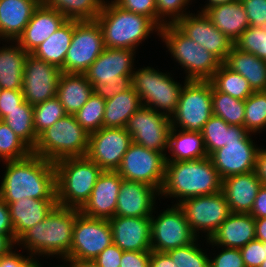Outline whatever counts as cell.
<instances>
[{
    "mask_svg": "<svg viewBox=\"0 0 266 267\" xmlns=\"http://www.w3.org/2000/svg\"><path fill=\"white\" fill-rule=\"evenodd\" d=\"M104 49L102 29L96 20H74V33L61 72L83 74Z\"/></svg>",
    "mask_w": 266,
    "mask_h": 267,
    "instance_id": "11",
    "label": "cell"
},
{
    "mask_svg": "<svg viewBox=\"0 0 266 267\" xmlns=\"http://www.w3.org/2000/svg\"><path fill=\"white\" fill-rule=\"evenodd\" d=\"M14 133L20 137L32 150L36 146L38 136L34 130L33 105L25 100L2 119Z\"/></svg>",
    "mask_w": 266,
    "mask_h": 267,
    "instance_id": "39",
    "label": "cell"
},
{
    "mask_svg": "<svg viewBox=\"0 0 266 267\" xmlns=\"http://www.w3.org/2000/svg\"><path fill=\"white\" fill-rule=\"evenodd\" d=\"M234 46L266 61V27L249 26L236 40Z\"/></svg>",
    "mask_w": 266,
    "mask_h": 267,
    "instance_id": "46",
    "label": "cell"
},
{
    "mask_svg": "<svg viewBox=\"0 0 266 267\" xmlns=\"http://www.w3.org/2000/svg\"><path fill=\"white\" fill-rule=\"evenodd\" d=\"M160 191L145 183L122 180L115 216L151 217Z\"/></svg>",
    "mask_w": 266,
    "mask_h": 267,
    "instance_id": "21",
    "label": "cell"
},
{
    "mask_svg": "<svg viewBox=\"0 0 266 267\" xmlns=\"http://www.w3.org/2000/svg\"><path fill=\"white\" fill-rule=\"evenodd\" d=\"M255 219L266 217V185H262L249 213Z\"/></svg>",
    "mask_w": 266,
    "mask_h": 267,
    "instance_id": "57",
    "label": "cell"
},
{
    "mask_svg": "<svg viewBox=\"0 0 266 267\" xmlns=\"http://www.w3.org/2000/svg\"><path fill=\"white\" fill-rule=\"evenodd\" d=\"M5 171L0 197L6 203L18 199H56L55 164L34 153L19 160L3 161Z\"/></svg>",
    "mask_w": 266,
    "mask_h": 267,
    "instance_id": "1",
    "label": "cell"
},
{
    "mask_svg": "<svg viewBox=\"0 0 266 267\" xmlns=\"http://www.w3.org/2000/svg\"><path fill=\"white\" fill-rule=\"evenodd\" d=\"M93 92L96 95H99L104 100L112 99L115 95L126 91L129 89L131 84V78H122L119 82L115 85L109 84H102V83H94L93 85Z\"/></svg>",
    "mask_w": 266,
    "mask_h": 267,
    "instance_id": "52",
    "label": "cell"
},
{
    "mask_svg": "<svg viewBox=\"0 0 266 267\" xmlns=\"http://www.w3.org/2000/svg\"><path fill=\"white\" fill-rule=\"evenodd\" d=\"M93 86L84 74L61 73L56 97L67 114L74 115L88 101Z\"/></svg>",
    "mask_w": 266,
    "mask_h": 267,
    "instance_id": "30",
    "label": "cell"
},
{
    "mask_svg": "<svg viewBox=\"0 0 266 267\" xmlns=\"http://www.w3.org/2000/svg\"><path fill=\"white\" fill-rule=\"evenodd\" d=\"M253 133H248L240 141H231L209 155L220 178L255 171L257 154L260 149L252 140Z\"/></svg>",
    "mask_w": 266,
    "mask_h": 267,
    "instance_id": "18",
    "label": "cell"
},
{
    "mask_svg": "<svg viewBox=\"0 0 266 267\" xmlns=\"http://www.w3.org/2000/svg\"><path fill=\"white\" fill-rule=\"evenodd\" d=\"M79 209L56 205L40 223L28 229L16 242L34 261L40 256L65 260L70 255L75 216ZM55 255V256H54Z\"/></svg>",
    "mask_w": 266,
    "mask_h": 267,
    "instance_id": "2",
    "label": "cell"
},
{
    "mask_svg": "<svg viewBox=\"0 0 266 267\" xmlns=\"http://www.w3.org/2000/svg\"><path fill=\"white\" fill-rule=\"evenodd\" d=\"M244 128L253 135L266 128V91H254L245 100Z\"/></svg>",
    "mask_w": 266,
    "mask_h": 267,
    "instance_id": "41",
    "label": "cell"
},
{
    "mask_svg": "<svg viewBox=\"0 0 266 267\" xmlns=\"http://www.w3.org/2000/svg\"><path fill=\"white\" fill-rule=\"evenodd\" d=\"M70 267H99L94 261H66Z\"/></svg>",
    "mask_w": 266,
    "mask_h": 267,
    "instance_id": "63",
    "label": "cell"
},
{
    "mask_svg": "<svg viewBox=\"0 0 266 267\" xmlns=\"http://www.w3.org/2000/svg\"><path fill=\"white\" fill-rule=\"evenodd\" d=\"M67 113L57 97L33 105L34 130L39 136L43 131L65 117Z\"/></svg>",
    "mask_w": 266,
    "mask_h": 267,
    "instance_id": "44",
    "label": "cell"
},
{
    "mask_svg": "<svg viewBox=\"0 0 266 267\" xmlns=\"http://www.w3.org/2000/svg\"><path fill=\"white\" fill-rule=\"evenodd\" d=\"M222 179L209 156L199 160L166 162L160 196L176 198L180 202L221 191Z\"/></svg>",
    "mask_w": 266,
    "mask_h": 267,
    "instance_id": "3",
    "label": "cell"
},
{
    "mask_svg": "<svg viewBox=\"0 0 266 267\" xmlns=\"http://www.w3.org/2000/svg\"><path fill=\"white\" fill-rule=\"evenodd\" d=\"M178 206L183 210L192 232L198 238L200 232L205 233L204 238L207 240L232 213L221 191L188 198L180 202Z\"/></svg>",
    "mask_w": 266,
    "mask_h": 267,
    "instance_id": "13",
    "label": "cell"
},
{
    "mask_svg": "<svg viewBox=\"0 0 266 267\" xmlns=\"http://www.w3.org/2000/svg\"><path fill=\"white\" fill-rule=\"evenodd\" d=\"M149 267H177L167 252L150 251Z\"/></svg>",
    "mask_w": 266,
    "mask_h": 267,
    "instance_id": "59",
    "label": "cell"
},
{
    "mask_svg": "<svg viewBox=\"0 0 266 267\" xmlns=\"http://www.w3.org/2000/svg\"><path fill=\"white\" fill-rule=\"evenodd\" d=\"M41 0H0V41H17Z\"/></svg>",
    "mask_w": 266,
    "mask_h": 267,
    "instance_id": "27",
    "label": "cell"
},
{
    "mask_svg": "<svg viewBox=\"0 0 266 267\" xmlns=\"http://www.w3.org/2000/svg\"><path fill=\"white\" fill-rule=\"evenodd\" d=\"M120 8L148 17L157 25L156 0H112Z\"/></svg>",
    "mask_w": 266,
    "mask_h": 267,
    "instance_id": "48",
    "label": "cell"
},
{
    "mask_svg": "<svg viewBox=\"0 0 266 267\" xmlns=\"http://www.w3.org/2000/svg\"><path fill=\"white\" fill-rule=\"evenodd\" d=\"M74 33V20H67L31 54L62 69Z\"/></svg>",
    "mask_w": 266,
    "mask_h": 267,
    "instance_id": "34",
    "label": "cell"
},
{
    "mask_svg": "<svg viewBox=\"0 0 266 267\" xmlns=\"http://www.w3.org/2000/svg\"><path fill=\"white\" fill-rule=\"evenodd\" d=\"M54 164L57 205L80 210L103 170L87 156L64 158Z\"/></svg>",
    "mask_w": 266,
    "mask_h": 267,
    "instance_id": "5",
    "label": "cell"
},
{
    "mask_svg": "<svg viewBox=\"0 0 266 267\" xmlns=\"http://www.w3.org/2000/svg\"><path fill=\"white\" fill-rule=\"evenodd\" d=\"M262 185L253 171L226 177L222 180L221 192L232 213H250Z\"/></svg>",
    "mask_w": 266,
    "mask_h": 267,
    "instance_id": "26",
    "label": "cell"
},
{
    "mask_svg": "<svg viewBox=\"0 0 266 267\" xmlns=\"http://www.w3.org/2000/svg\"><path fill=\"white\" fill-rule=\"evenodd\" d=\"M113 243L123 251H151L150 217L114 216L108 219Z\"/></svg>",
    "mask_w": 266,
    "mask_h": 267,
    "instance_id": "23",
    "label": "cell"
},
{
    "mask_svg": "<svg viewBox=\"0 0 266 267\" xmlns=\"http://www.w3.org/2000/svg\"><path fill=\"white\" fill-rule=\"evenodd\" d=\"M103 33L104 45L108 48L137 50L151 33L160 28L148 17L126 11L112 0L105 1L101 12L95 19Z\"/></svg>",
    "mask_w": 266,
    "mask_h": 267,
    "instance_id": "4",
    "label": "cell"
},
{
    "mask_svg": "<svg viewBox=\"0 0 266 267\" xmlns=\"http://www.w3.org/2000/svg\"><path fill=\"white\" fill-rule=\"evenodd\" d=\"M166 162L199 160L208 157L201 132L171 128Z\"/></svg>",
    "mask_w": 266,
    "mask_h": 267,
    "instance_id": "31",
    "label": "cell"
},
{
    "mask_svg": "<svg viewBox=\"0 0 266 267\" xmlns=\"http://www.w3.org/2000/svg\"><path fill=\"white\" fill-rule=\"evenodd\" d=\"M198 239L187 246L167 251L177 267H209L210 257L198 246Z\"/></svg>",
    "mask_w": 266,
    "mask_h": 267,
    "instance_id": "45",
    "label": "cell"
},
{
    "mask_svg": "<svg viewBox=\"0 0 266 267\" xmlns=\"http://www.w3.org/2000/svg\"><path fill=\"white\" fill-rule=\"evenodd\" d=\"M255 173L261 180L263 185H266V148L260 147L255 165Z\"/></svg>",
    "mask_w": 266,
    "mask_h": 267,
    "instance_id": "60",
    "label": "cell"
},
{
    "mask_svg": "<svg viewBox=\"0 0 266 267\" xmlns=\"http://www.w3.org/2000/svg\"><path fill=\"white\" fill-rule=\"evenodd\" d=\"M135 50L105 47L104 51L83 73L93 85H115L122 78H132L135 68Z\"/></svg>",
    "mask_w": 266,
    "mask_h": 267,
    "instance_id": "20",
    "label": "cell"
},
{
    "mask_svg": "<svg viewBox=\"0 0 266 267\" xmlns=\"http://www.w3.org/2000/svg\"><path fill=\"white\" fill-rule=\"evenodd\" d=\"M16 244L15 234H0V256L7 255Z\"/></svg>",
    "mask_w": 266,
    "mask_h": 267,
    "instance_id": "61",
    "label": "cell"
},
{
    "mask_svg": "<svg viewBox=\"0 0 266 267\" xmlns=\"http://www.w3.org/2000/svg\"><path fill=\"white\" fill-rule=\"evenodd\" d=\"M122 180L123 178L117 171H103L98 177L88 201L79 211L92 218L110 219L114 217Z\"/></svg>",
    "mask_w": 266,
    "mask_h": 267,
    "instance_id": "22",
    "label": "cell"
},
{
    "mask_svg": "<svg viewBox=\"0 0 266 267\" xmlns=\"http://www.w3.org/2000/svg\"><path fill=\"white\" fill-rule=\"evenodd\" d=\"M171 128L169 116L145 106H141L129 118L125 127L131 135L132 142L147 149L163 152L165 155Z\"/></svg>",
    "mask_w": 266,
    "mask_h": 267,
    "instance_id": "15",
    "label": "cell"
},
{
    "mask_svg": "<svg viewBox=\"0 0 266 267\" xmlns=\"http://www.w3.org/2000/svg\"><path fill=\"white\" fill-rule=\"evenodd\" d=\"M9 43L12 44L0 48V86L2 89L22 90L28 52H25L16 41Z\"/></svg>",
    "mask_w": 266,
    "mask_h": 267,
    "instance_id": "33",
    "label": "cell"
},
{
    "mask_svg": "<svg viewBox=\"0 0 266 267\" xmlns=\"http://www.w3.org/2000/svg\"><path fill=\"white\" fill-rule=\"evenodd\" d=\"M212 109L213 115L227 124L244 127L245 100L217 91L212 86Z\"/></svg>",
    "mask_w": 266,
    "mask_h": 267,
    "instance_id": "40",
    "label": "cell"
},
{
    "mask_svg": "<svg viewBox=\"0 0 266 267\" xmlns=\"http://www.w3.org/2000/svg\"><path fill=\"white\" fill-rule=\"evenodd\" d=\"M0 234H14L8 204L0 197Z\"/></svg>",
    "mask_w": 266,
    "mask_h": 267,
    "instance_id": "58",
    "label": "cell"
},
{
    "mask_svg": "<svg viewBox=\"0 0 266 267\" xmlns=\"http://www.w3.org/2000/svg\"><path fill=\"white\" fill-rule=\"evenodd\" d=\"M221 252L209 258V267H246L240 249L222 247Z\"/></svg>",
    "mask_w": 266,
    "mask_h": 267,
    "instance_id": "49",
    "label": "cell"
},
{
    "mask_svg": "<svg viewBox=\"0 0 266 267\" xmlns=\"http://www.w3.org/2000/svg\"><path fill=\"white\" fill-rule=\"evenodd\" d=\"M68 20L93 21L102 10L105 0H41Z\"/></svg>",
    "mask_w": 266,
    "mask_h": 267,
    "instance_id": "37",
    "label": "cell"
},
{
    "mask_svg": "<svg viewBox=\"0 0 266 267\" xmlns=\"http://www.w3.org/2000/svg\"><path fill=\"white\" fill-rule=\"evenodd\" d=\"M224 64L231 70L241 74L249 82L253 91H266L265 60L233 46Z\"/></svg>",
    "mask_w": 266,
    "mask_h": 267,
    "instance_id": "32",
    "label": "cell"
},
{
    "mask_svg": "<svg viewBox=\"0 0 266 267\" xmlns=\"http://www.w3.org/2000/svg\"><path fill=\"white\" fill-rule=\"evenodd\" d=\"M255 239V218L249 213H231L206 241L217 248L240 249Z\"/></svg>",
    "mask_w": 266,
    "mask_h": 267,
    "instance_id": "25",
    "label": "cell"
},
{
    "mask_svg": "<svg viewBox=\"0 0 266 267\" xmlns=\"http://www.w3.org/2000/svg\"><path fill=\"white\" fill-rule=\"evenodd\" d=\"M88 142L89 133L74 115L67 114L38 136L32 153L55 163L64 158L86 156Z\"/></svg>",
    "mask_w": 266,
    "mask_h": 267,
    "instance_id": "7",
    "label": "cell"
},
{
    "mask_svg": "<svg viewBox=\"0 0 266 267\" xmlns=\"http://www.w3.org/2000/svg\"><path fill=\"white\" fill-rule=\"evenodd\" d=\"M240 252L246 267H260L266 258L265 243L257 239L240 248Z\"/></svg>",
    "mask_w": 266,
    "mask_h": 267,
    "instance_id": "50",
    "label": "cell"
},
{
    "mask_svg": "<svg viewBox=\"0 0 266 267\" xmlns=\"http://www.w3.org/2000/svg\"><path fill=\"white\" fill-rule=\"evenodd\" d=\"M132 138L124 127H102L89 134L86 156L103 171H116Z\"/></svg>",
    "mask_w": 266,
    "mask_h": 267,
    "instance_id": "16",
    "label": "cell"
},
{
    "mask_svg": "<svg viewBox=\"0 0 266 267\" xmlns=\"http://www.w3.org/2000/svg\"><path fill=\"white\" fill-rule=\"evenodd\" d=\"M255 237L257 240L266 243V217L255 219Z\"/></svg>",
    "mask_w": 266,
    "mask_h": 267,
    "instance_id": "62",
    "label": "cell"
},
{
    "mask_svg": "<svg viewBox=\"0 0 266 267\" xmlns=\"http://www.w3.org/2000/svg\"><path fill=\"white\" fill-rule=\"evenodd\" d=\"M150 251H123L120 267H149Z\"/></svg>",
    "mask_w": 266,
    "mask_h": 267,
    "instance_id": "55",
    "label": "cell"
},
{
    "mask_svg": "<svg viewBox=\"0 0 266 267\" xmlns=\"http://www.w3.org/2000/svg\"><path fill=\"white\" fill-rule=\"evenodd\" d=\"M166 155L132 142L117 173L128 181L148 184L160 191L165 175Z\"/></svg>",
    "mask_w": 266,
    "mask_h": 267,
    "instance_id": "12",
    "label": "cell"
},
{
    "mask_svg": "<svg viewBox=\"0 0 266 267\" xmlns=\"http://www.w3.org/2000/svg\"><path fill=\"white\" fill-rule=\"evenodd\" d=\"M151 249L167 252L193 243L198 237L192 232L183 210L172 204L155 217L151 215Z\"/></svg>",
    "mask_w": 266,
    "mask_h": 267,
    "instance_id": "14",
    "label": "cell"
},
{
    "mask_svg": "<svg viewBox=\"0 0 266 267\" xmlns=\"http://www.w3.org/2000/svg\"><path fill=\"white\" fill-rule=\"evenodd\" d=\"M32 149L2 120H0V159L19 160L29 156Z\"/></svg>",
    "mask_w": 266,
    "mask_h": 267,
    "instance_id": "43",
    "label": "cell"
},
{
    "mask_svg": "<svg viewBox=\"0 0 266 267\" xmlns=\"http://www.w3.org/2000/svg\"><path fill=\"white\" fill-rule=\"evenodd\" d=\"M105 100L94 92L82 108L74 114L76 121L89 133L103 127Z\"/></svg>",
    "mask_w": 266,
    "mask_h": 267,
    "instance_id": "42",
    "label": "cell"
},
{
    "mask_svg": "<svg viewBox=\"0 0 266 267\" xmlns=\"http://www.w3.org/2000/svg\"><path fill=\"white\" fill-rule=\"evenodd\" d=\"M61 69L28 53L23 71L22 94L30 105L56 96Z\"/></svg>",
    "mask_w": 266,
    "mask_h": 267,
    "instance_id": "17",
    "label": "cell"
},
{
    "mask_svg": "<svg viewBox=\"0 0 266 267\" xmlns=\"http://www.w3.org/2000/svg\"><path fill=\"white\" fill-rule=\"evenodd\" d=\"M265 254H266V243H265ZM260 267H266V258H265V260L262 262V264L260 265Z\"/></svg>",
    "mask_w": 266,
    "mask_h": 267,
    "instance_id": "66",
    "label": "cell"
},
{
    "mask_svg": "<svg viewBox=\"0 0 266 267\" xmlns=\"http://www.w3.org/2000/svg\"><path fill=\"white\" fill-rule=\"evenodd\" d=\"M169 73L150 66L134 70L131 84L138 93L142 106L171 117L177 109L184 84H180Z\"/></svg>",
    "mask_w": 266,
    "mask_h": 267,
    "instance_id": "8",
    "label": "cell"
},
{
    "mask_svg": "<svg viewBox=\"0 0 266 267\" xmlns=\"http://www.w3.org/2000/svg\"><path fill=\"white\" fill-rule=\"evenodd\" d=\"M112 243L108 219L88 217L79 211L75 216L70 255L65 261H93Z\"/></svg>",
    "mask_w": 266,
    "mask_h": 267,
    "instance_id": "10",
    "label": "cell"
},
{
    "mask_svg": "<svg viewBox=\"0 0 266 267\" xmlns=\"http://www.w3.org/2000/svg\"><path fill=\"white\" fill-rule=\"evenodd\" d=\"M12 249L7 255L2 256L0 267H32L33 258L28 255H22ZM16 252V253H15Z\"/></svg>",
    "mask_w": 266,
    "mask_h": 267,
    "instance_id": "56",
    "label": "cell"
},
{
    "mask_svg": "<svg viewBox=\"0 0 266 267\" xmlns=\"http://www.w3.org/2000/svg\"><path fill=\"white\" fill-rule=\"evenodd\" d=\"M209 81L217 91L240 100H246L254 92L241 74L231 70L224 63L220 64Z\"/></svg>",
    "mask_w": 266,
    "mask_h": 267,
    "instance_id": "38",
    "label": "cell"
},
{
    "mask_svg": "<svg viewBox=\"0 0 266 267\" xmlns=\"http://www.w3.org/2000/svg\"><path fill=\"white\" fill-rule=\"evenodd\" d=\"M237 0H207V3L205 4L204 8L202 6L200 12H204L207 8L213 7L220 4H226Z\"/></svg>",
    "mask_w": 266,
    "mask_h": 267,
    "instance_id": "64",
    "label": "cell"
},
{
    "mask_svg": "<svg viewBox=\"0 0 266 267\" xmlns=\"http://www.w3.org/2000/svg\"><path fill=\"white\" fill-rule=\"evenodd\" d=\"M171 57L184 69L186 80L209 81L221 62L205 48L187 37L175 24L164 25L159 32Z\"/></svg>",
    "mask_w": 266,
    "mask_h": 267,
    "instance_id": "6",
    "label": "cell"
},
{
    "mask_svg": "<svg viewBox=\"0 0 266 267\" xmlns=\"http://www.w3.org/2000/svg\"><path fill=\"white\" fill-rule=\"evenodd\" d=\"M197 13L187 14L179 19L175 25L187 37L213 54L221 63H224L234 43L215 27L204 12L197 11Z\"/></svg>",
    "mask_w": 266,
    "mask_h": 267,
    "instance_id": "19",
    "label": "cell"
},
{
    "mask_svg": "<svg viewBox=\"0 0 266 267\" xmlns=\"http://www.w3.org/2000/svg\"><path fill=\"white\" fill-rule=\"evenodd\" d=\"M68 19L55 9L45 6L42 2L34 10L23 34L16 41L28 53H32L46 41Z\"/></svg>",
    "mask_w": 266,
    "mask_h": 267,
    "instance_id": "24",
    "label": "cell"
},
{
    "mask_svg": "<svg viewBox=\"0 0 266 267\" xmlns=\"http://www.w3.org/2000/svg\"><path fill=\"white\" fill-rule=\"evenodd\" d=\"M34 267H42V265L39 263V260L38 261H34ZM53 267H55V266H53ZM56 267H70L69 266V263L67 264V265H58V266H56Z\"/></svg>",
    "mask_w": 266,
    "mask_h": 267,
    "instance_id": "65",
    "label": "cell"
},
{
    "mask_svg": "<svg viewBox=\"0 0 266 267\" xmlns=\"http://www.w3.org/2000/svg\"><path fill=\"white\" fill-rule=\"evenodd\" d=\"M251 27H266V0H240Z\"/></svg>",
    "mask_w": 266,
    "mask_h": 267,
    "instance_id": "51",
    "label": "cell"
},
{
    "mask_svg": "<svg viewBox=\"0 0 266 267\" xmlns=\"http://www.w3.org/2000/svg\"><path fill=\"white\" fill-rule=\"evenodd\" d=\"M17 240L35 224L42 222L57 205L56 199L23 198L7 203Z\"/></svg>",
    "mask_w": 266,
    "mask_h": 267,
    "instance_id": "28",
    "label": "cell"
},
{
    "mask_svg": "<svg viewBox=\"0 0 266 267\" xmlns=\"http://www.w3.org/2000/svg\"><path fill=\"white\" fill-rule=\"evenodd\" d=\"M213 116L210 81L184 80L177 109L171 118L173 128L202 132Z\"/></svg>",
    "mask_w": 266,
    "mask_h": 267,
    "instance_id": "9",
    "label": "cell"
},
{
    "mask_svg": "<svg viewBox=\"0 0 266 267\" xmlns=\"http://www.w3.org/2000/svg\"><path fill=\"white\" fill-rule=\"evenodd\" d=\"M24 101L22 90L2 89L0 93V120Z\"/></svg>",
    "mask_w": 266,
    "mask_h": 267,
    "instance_id": "53",
    "label": "cell"
},
{
    "mask_svg": "<svg viewBox=\"0 0 266 267\" xmlns=\"http://www.w3.org/2000/svg\"><path fill=\"white\" fill-rule=\"evenodd\" d=\"M204 14L233 43L250 26L240 0L209 7L204 11Z\"/></svg>",
    "mask_w": 266,
    "mask_h": 267,
    "instance_id": "29",
    "label": "cell"
},
{
    "mask_svg": "<svg viewBox=\"0 0 266 267\" xmlns=\"http://www.w3.org/2000/svg\"><path fill=\"white\" fill-rule=\"evenodd\" d=\"M208 156L231 141L242 140L249 132L242 126L227 124L222 118L212 116L202 129Z\"/></svg>",
    "mask_w": 266,
    "mask_h": 267,
    "instance_id": "36",
    "label": "cell"
},
{
    "mask_svg": "<svg viewBox=\"0 0 266 267\" xmlns=\"http://www.w3.org/2000/svg\"><path fill=\"white\" fill-rule=\"evenodd\" d=\"M142 106L138 93L131 86L105 100L103 127H126L129 118Z\"/></svg>",
    "mask_w": 266,
    "mask_h": 267,
    "instance_id": "35",
    "label": "cell"
},
{
    "mask_svg": "<svg viewBox=\"0 0 266 267\" xmlns=\"http://www.w3.org/2000/svg\"><path fill=\"white\" fill-rule=\"evenodd\" d=\"M123 255L121 250L116 244L112 243L106 247L93 261L99 267H120V260Z\"/></svg>",
    "mask_w": 266,
    "mask_h": 267,
    "instance_id": "54",
    "label": "cell"
},
{
    "mask_svg": "<svg viewBox=\"0 0 266 267\" xmlns=\"http://www.w3.org/2000/svg\"><path fill=\"white\" fill-rule=\"evenodd\" d=\"M191 0H156L157 26L161 29L166 24H175L187 14ZM169 19H168V18Z\"/></svg>",
    "mask_w": 266,
    "mask_h": 267,
    "instance_id": "47",
    "label": "cell"
}]
</instances>
